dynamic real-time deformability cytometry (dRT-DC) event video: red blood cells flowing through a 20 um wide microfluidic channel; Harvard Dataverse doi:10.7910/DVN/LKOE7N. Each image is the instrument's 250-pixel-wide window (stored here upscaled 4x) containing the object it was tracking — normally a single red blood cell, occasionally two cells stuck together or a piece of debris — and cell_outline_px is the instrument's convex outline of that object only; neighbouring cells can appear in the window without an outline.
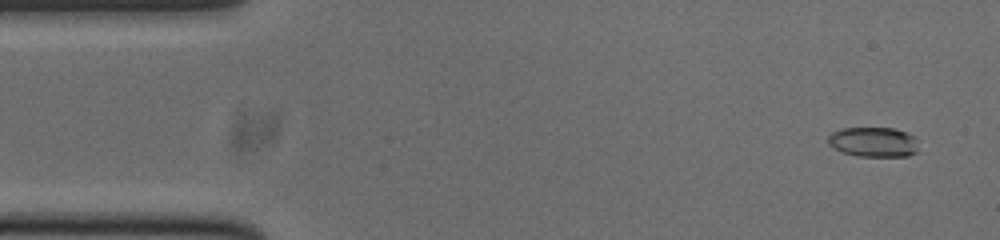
{"species": "common noctule bat (a hibernating species)", "species_latin": "Nyctalus noctula", "temperature_condition": "cold", "stored_images_in_passage": 53, "camera_frame_rate_fps": 3000, "um_per_image_px": 0.085, "animal": {"sex": "male", "body_mass_g": 20.0, "forearm_length_mm": 53.3}, "frame": {"image": 1, "passage_image": 3, "time_ms": 0.667, "image_size_px": [1000, 240], "cell_outline_px": [[916, 152], [908, 156], [856, 156], [832, 148], [828, 144], [828, 136], [832, 132], [840, 128], [892, 128], [904, 132], [912, 136], [916, 148]], "centroid_in_image_um": [74.16, 12.07], "position_along_channel_um": 10.8, "area_um2": 15.49}}
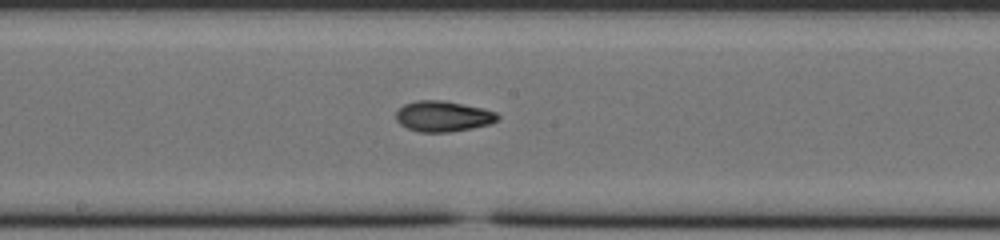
{"frame": {"image": 2, "passage_image": 27, "time_ms": 8.667, "image_size_px": [1000, 240], "cell_outline_px": [[500, 116], [492, 124], [472, 128], [448, 132], [420, 132], [408, 128], [400, 124], [396, 120], [396, 112], [404, 104], [416, 100], [444, 100], [484, 108], [496, 112]], "centroid_in_image_um": [37.67, 9.88], "position_along_channel_um": 210.5, "area_um2": 18.26}}
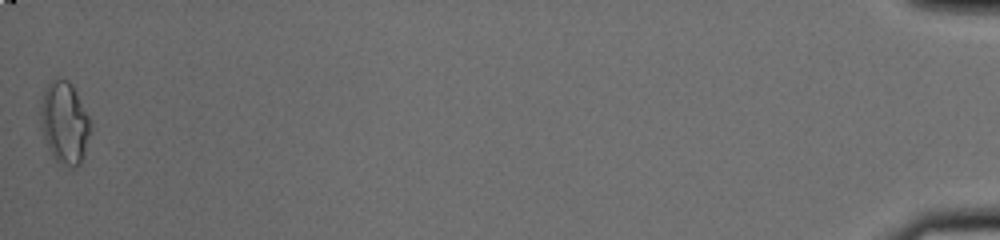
{"frame": {"image": 3, "passage_image": 53, "time_ms": 17.333, "image_size_px": [1000, 240], "cell_outline_px": [[92, 128], [80, 164], [76, 168], [56, 160], [52, 156], [44, 140], [40, 112], [40, 104], [44, 92], [48, 84], [56, 80], [68, 80], [76, 92], [92, 124]], "centroid_in_image_um": [5.49, 10.46], "position_along_channel_um": 429.7, "area_um2": 23.41}, "authors_computed_cell_mechanics": {"area_um2": 17.7446, "velocity_mm_per_s": 3.7771, "shape_relaxation_time_tau1_ms": 6.6647, "shape_relaxation_time_tau2_ms": 2.7311, "deformation_change_tau1": 0.1999, "deformation_change_tau2": 0.0829}}